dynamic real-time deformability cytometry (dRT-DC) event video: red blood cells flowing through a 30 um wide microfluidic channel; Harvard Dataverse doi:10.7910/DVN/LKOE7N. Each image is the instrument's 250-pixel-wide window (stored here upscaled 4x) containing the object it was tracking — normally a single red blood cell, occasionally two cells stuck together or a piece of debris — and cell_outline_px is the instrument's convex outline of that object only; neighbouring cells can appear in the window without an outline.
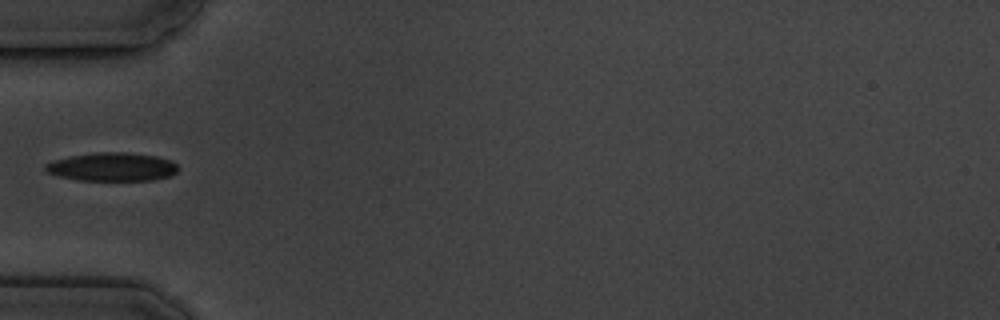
{"species": "common noctule bat (a hibernating species)", "species_latin": "Nyctalus noctula", "temperature_condition": "cold", "stored_images_in_passage": 10, "camera_frame_rate_fps": 3000, "um_per_image_px": 0.085, "animal": {"sex": "male", "body_mass_g": 19.5, "forearm_length_mm": 54.6}, "frame": {"image": 1, "passage_image": 5, "time_ms": 4.667, "image_size_px": [1000, 320], "cell_outline_px": [[180, 168], [172, 176], [152, 180], [76, 180], [56, 176], [48, 172], [44, 168], [44, 164], [52, 160], [68, 156], [96, 152], [124, 152], [156, 156], [172, 160]], "centroid_in_image_um": [9.52, 14.18], "position_along_channel_um": 75.5, "area_um2": 22.31}}